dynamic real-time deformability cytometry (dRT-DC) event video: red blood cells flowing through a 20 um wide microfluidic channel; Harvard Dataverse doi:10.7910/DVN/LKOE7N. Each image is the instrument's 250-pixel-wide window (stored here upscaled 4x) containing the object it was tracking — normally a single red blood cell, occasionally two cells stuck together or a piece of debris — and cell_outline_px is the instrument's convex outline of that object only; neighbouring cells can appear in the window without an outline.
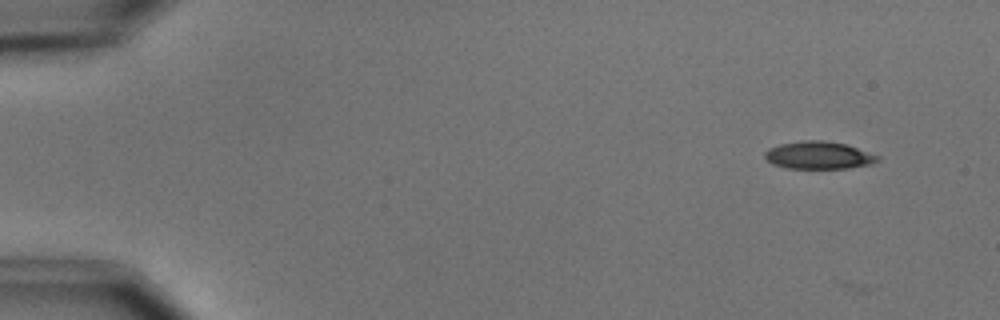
{"species": "common noctule bat (a hibernating species)", "species_latin": "Nyctalus noctula", "temperature_condition": "cold", "stored_images_in_passage": 2, "camera_frame_rate_fps": 3000, "um_per_image_px": 0.085, "animal": {"sex": "male", "body_mass_g": 15.6}, "frame": {"image": 1, "passage_image": 1, "time_ms": 0.0, "image_size_px": [1000, 320], "cell_outline_px": [[880, 160], [872, 164], [848, 168], [788, 168], [772, 164], [764, 156], [764, 152], [768, 148], [780, 144], [804, 140], [824, 140], [844, 144], [880, 156]], "centroid_in_image_um": [69.58, 13.2], "position_along_channel_um": 15.4, "area_um2": 18.03}}